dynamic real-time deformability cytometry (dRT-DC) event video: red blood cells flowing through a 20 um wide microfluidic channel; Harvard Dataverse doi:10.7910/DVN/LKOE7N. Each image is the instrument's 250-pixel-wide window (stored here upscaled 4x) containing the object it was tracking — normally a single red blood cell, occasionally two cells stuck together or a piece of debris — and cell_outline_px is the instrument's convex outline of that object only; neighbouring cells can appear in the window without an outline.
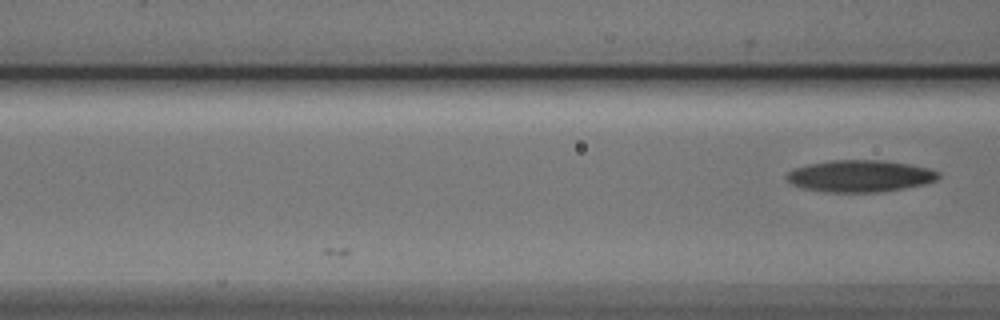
{"species": "Egyptian fruit bat (a non-hibernating species)", "species_latin": "Rousettus aegyptiacus", "temperature_condition": "cold", "stored_images_in_passage": 6, "camera_frame_rate_fps": 3000, "um_per_image_px": 0.085, "animal": {"sex": "male"}, "frame": {"image": 1, "passage_image": 6, "time_ms": 1.667, "image_size_px": [1000, 320], "cell_outline_px": [[940, 176], [936, 180], [924, 184], [904, 188], [880, 192], [828, 192], [804, 188], [792, 184], [784, 176], [788, 172], [796, 168], [808, 164], [832, 160], [884, 160], [908, 164], [928, 168], [940, 172]], "centroid_in_image_um": [73.11, 14.96], "position_along_channel_um": 93.5, "area_um2": 28.09}}